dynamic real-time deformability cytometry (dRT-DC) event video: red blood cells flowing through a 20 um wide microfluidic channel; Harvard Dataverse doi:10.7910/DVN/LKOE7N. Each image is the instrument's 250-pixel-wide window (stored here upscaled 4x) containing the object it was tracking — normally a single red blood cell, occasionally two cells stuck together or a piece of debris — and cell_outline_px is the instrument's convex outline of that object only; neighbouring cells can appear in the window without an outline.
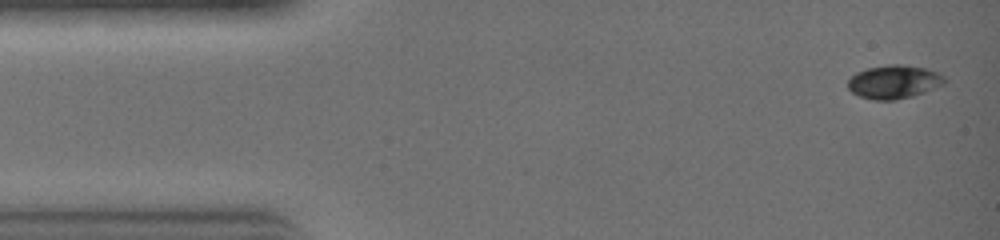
{"species": "common noctule bat (a hibernating species)", "species_latin": "Nyctalus noctula", "temperature_condition": "warm", "stored_images_in_passage": 8, "camera_frame_rate_fps": 3000, "um_per_image_px": 0.085, "animal": {"sex": "female", "body_mass_g": 19.0, "forearm_length_mm": 51.5}, "frame": {"image": 1, "passage_image": 1, "time_ms": 0.0, "image_size_px": [1000, 240], "cell_outline_px": [[948, 80], [944, 84], [924, 92], [912, 96], [892, 100], [876, 100], [860, 96], [852, 92], [848, 88], [848, 80], [856, 72], [868, 68], [892, 64], [900, 64], [924, 68], [936, 72], [944, 76]], "centroid_in_image_um": [75.99, 6.96], "position_along_channel_um": 9.0, "area_um2": 18.67}}
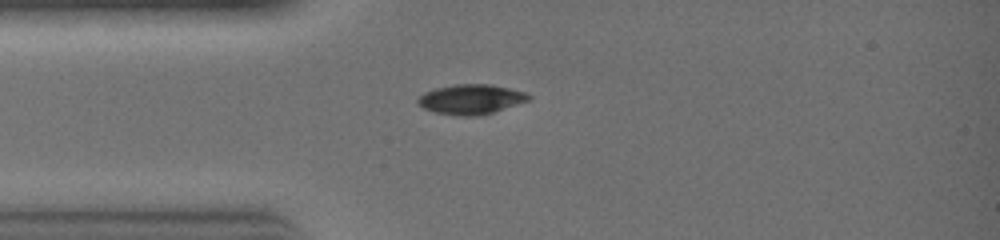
{"frame": {"image": 2, "passage_image": 7, "time_ms": 2.0, "image_size_px": [1000, 240], "cell_outline_px": [[532, 96], [528, 100], [480, 116], [460, 116], [436, 112], [424, 108], [416, 100], [424, 92], [436, 88], [452, 84], [492, 84], [524, 92]], "centroid_in_image_um": [40.01, 8.43], "position_along_channel_um": 45.0, "area_um2": 19.02}}